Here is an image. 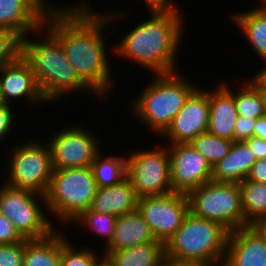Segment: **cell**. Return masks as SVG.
Segmentation results:
<instances>
[{
  "label": "cell",
  "instance_id": "obj_1",
  "mask_svg": "<svg viewBox=\"0 0 266 266\" xmlns=\"http://www.w3.org/2000/svg\"><path fill=\"white\" fill-rule=\"evenodd\" d=\"M79 3L69 8H52L46 15L44 26L59 40L79 79L95 96L103 99L114 85L105 43L107 38L103 33L111 20L115 22V19L127 16L121 11V14L118 11L113 14V10H109L110 14L97 13L91 10L88 2Z\"/></svg>",
  "mask_w": 266,
  "mask_h": 266
},
{
  "label": "cell",
  "instance_id": "obj_2",
  "mask_svg": "<svg viewBox=\"0 0 266 266\" xmlns=\"http://www.w3.org/2000/svg\"><path fill=\"white\" fill-rule=\"evenodd\" d=\"M180 12H148L143 20L112 48L117 57L131 60L153 75L176 71V58L185 30ZM184 27V28H183Z\"/></svg>",
  "mask_w": 266,
  "mask_h": 266
},
{
  "label": "cell",
  "instance_id": "obj_3",
  "mask_svg": "<svg viewBox=\"0 0 266 266\" xmlns=\"http://www.w3.org/2000/svg\"><path fill=\"white\" fill-rule=\"evenodd\" d=\"M35 33L45 37L40 41L31 39L29 35L32 33L23 37L21 57L29 64L48 104L62 100L65 95L73 94V91L92 94L70 65L59 40L44 25Z\"/></svg>",
  "mask_w": 266,
  "mask_h": 266
},
{
  "label": "cell",
  "instance_id": "obj_4",
  "mask_svg": "<svg viewBox=\"0 0 266 266\" xmlns=\"http://www.w3.org/2000/svg\"><path fill=\"white\" fill-rule=\"evenodd\" d=\"M178 72L157 74L152 82L131 102L139 120L155 134L162 135L183 107L189 95L198 87Z\"/></svg>",
  "mask_w": 266,
  "mask_h": 266
},
{
  "label": "cell",
  "instance_id": "obj_5",
  "mask_svg": "<svg viewBox=\"0 0 266 266\" xmlns=\"http://www.w3.org/2000/svg\"><path fill=\"white\" fill-rule=\"evenodd\" d=\"M229 233L221 223L189 212L180 228L164 244V255L222 266Z\"/></svg>",
  "mask_w": 266,
  "mask_h": 266
},
{
  "label": "cell",
  "instance_id": "obj_6",
  "mask_svg": "<svg viewBox=\"0 0 266 266\" xmlns=\"http://www.w3.org/2000/svg\"><path fill=\"white\" fill-rule=\"evenodd\" d=\"M97 189L91 167L54 169L45 195L48 213L70 225L91 207Z\"/></svg>",
  "mask_w": 266,
  "mask_h": 266
},
{
  "label": "cell",
  "instance_id": "obj_7",
  "mask_svg": "<svg viewBox=\"0 0 266 266\" xmlns=\"http://www.w3.org/2000/svg\"><path fill=\"white\" fill-rule=\"evenodd\" d=\"M187 197L194 216L219 222L230 232L246 227L239 184L209 181Z\"/></svg>",
  "mask_w": 266,
  "mask_h": 266
},
{
  "label": "cell",
  "instance_id": "obj_8",
  "mask_svg": "<svg viewBox=\"0 0 266 266\" xmlns=\"http://www.w3.org/2000/svg\"><path fill=\"white\" fill-rule=\"evenodd\" d=\"M3 184H0V213L14 224L24 239L45 238L56 230L47 217L50 213L43 212L48 211L45 195L9 186L5 181ZM41 202L44 207L38 204Z\"/></svg>",
  "mask_w": 266,
  "mask_h": 266
},
{
  "label": "cell",
  "instance_id": "obj_9",
  "mask_svg": "<svg viewBox=\"0 0 266 266\" xmlns=\"http://www.w3.org/2000/svg\"><path fill=\"white\" fill-rule=\"evenodd\" d=\"M10 150L5 184L46 195L54 171L48 142L25 141Z\"/></svg>",
  "mask_w": 266,
  "mask_h": 266
},
{
  "label": "cell",
  "instance_id": "obj_10",
  "mask_svg": "<svg viewBox=\"0 0 266 266\" xmlns=\"http://www.w3.org/2000/svg\"><path fill=\"white\" fill-rule=\"evenodd\" d=\"M128 157L127 178L139 198L161 196L172 192L170 159L167 146L135 150Z\"/></svg>",
  "mask_w": 266,
  "mask_h": 266
},
{
  "label": "cell",
  "instance_id": "obj_11",
  "mask_svg": "<svg viewBox=\"0 0 266 266\" xmlns=\"http://www.w3.org/2000/svg\"><path fill=\"white\" fill-rule=\"evenodd\" d=\"M83 125L63 127L48 142L54 169L90 167L102 152L101 140ZM87 129V130H86Z\"/></svg>",
  "mask_w": 266,
  "mask_h": 266
},
{
  "label": "cell",
  "instance_id": "obj_12",
  "mask_svg": "<svg viewBox=\"0 0 266 266\" xmlns=\"http://www.w3.org/2000/svg\"><path fill=\"white\" fill-rule=\"evenodd\" d=\"M137 210L156 240L165 244L189 213V201L187 194L171 192L161 196L139 198Z\"/></svg>",
  "mask_w": 266,
  "mask_h": 266
},
{
  "label": "cell",
  "instance_id": "obj_13",
  "mask_svg": "<svg viewBox=\"0 0 266 266\" xmlns=\"http://www.w3.org/2000/svg\"><path fill=\"white\" fill-rule=\"evenodd\" d=\"M168 145L172 192L188 194L212 181V166L190 143Z\"/></svg>",
  "mask_w": 266,
  "mask_h": 266
},
{
  "label": "cell",
  "instance_id": "obj_14",
  "mask_svg": "<svg viewBox=\"0 0 266 266\" xmlns=\"http://www.w3.org/2000/svg\"><path fill=\"white\" fill-rule=\"evenodd\" d=\"M209 117V90L197 87L161 136H165L170 144L190 143L201 133L207 132Z\"/></svg>",
  "mask_w": 266,
  "mask_h": 266
},
{
  "label": "cell",
  "instance_id": "obj_15",
  "mask_svg": "<svg viewBox=\"0 0 266 266\" xmlns=\"http://www.w3.org/2000/svg\"><path fill=\"white\" fill-rule=\"evenodd\" d=\"M46 3V4H45ZM44 0H0V28L8 29L21 39L44 25L53 3Z\"/></svg>",
  "mask_w": 266,
  "mask_h": 266
},
{
  "label": "cell",
  "instance_id": "obj_16",
  "mask_svg": "<svg viewBox=\"0 0 266 266\" xmlns=\"http://www.w3.org/2000/svg\"><path fill=\"white\" fill-rule=\"evenodd\" d=\"M0 90L7 104L18 98L20 101L25 98L24 101L29 102L27 106L47 104L29 64L21 55L0 69Z\"/></svg>",
  "mask_w": 266,
  "mask_h": 266
},
{
  "label": "cell",
  "instance_id": "obj_17",
  "mask_svg": "<svg viewBox=\"0 0 266 266\" xmlns=\"http://www.w3.org/2000/svg\"><path fill=\"white\" fill-rule=\"evenodd\" d=\"M222 266H266V243L249 226L231 231Z\"/></svg>",
  "mask_w": 266,
  "mask_h": 266
},
{
  "label": "cell",
  "instance_id": "obj_18",
  "mask_svg": "<svg viewBox=\"0 0 266 266\" xmlns=\"http://www.w3.org/2000/svg\"><path fill=\"white\" fill-rule=\"evenodd\" d=\"M209 91L210 117L207 132L233 141L235 122L238 118L233 94L221 83Z\"/></svg>",
  "mask_w": 266,
  "mask_h": 266
},
{
  "label": "cell",
  "instance_id": "obj_19",
  "mask_svg": "<svg viewBox=\"0 0 266 266\" xmlns=\"http://www.w3.org/2000/svg\"><path fill=\"white\" fill-rule=\"evenodd\" d=\"M139 197L128 178L109 187L98 188L90 209L121 216L137 210Z\"/></svg>",
  "mask_w": 266,
  "mask_h": 266
},
{
  "label": "cell",
  "instance_id": "obj_20",
  "mask_svg": "<svg viewBox=\"0 0 266 266\" xmlns=\"http://www.w3.org/2000/svg\"><path fill=\"white\" fill-rule=\"evenodd\" d=\"M155 241L156 238L150 227L136 210L117 217L114 236L103 253L108 256L112 251Z\"/></svg>",
  "mask_w": 266,
  "mask_h": 266
},
{
  "label": "cell",
  "instance_id": "obj_21",
  "mask_svg": "<svg viewBox=\"0 0 266 266\" xmlns=\"http://www.w3.org/2000/svg\"><path fill=\"white\" fill-rule=\"evenodd\" d=\"M256 161V155L244 141L233 142L229 153L212 167V181L240 184Z\"/></svg>",
  "mask_w": 266,
  "mask_h": 266
},
{
  "label": "cell",
  "instance_id": "obj_22",
  "mask_svg": "<svg viewBox=\"0 0 266 266\" xmlns=\"http://www.w3.org/2000/svg\"><path fill=\"white\" fill-rule=\"evenodd\" d=\"M233 23L237 24L250 46L255 50L261 60L266 61V4L249 11L233 14Z\"/></svg>",
  "mask_w": 266,
  "mask_h": 266
},
{
  "label": "cell",
  "instance_id": "obj_23",
  "mask_svg": "<svg viewBox=\"0 0 266 266\" xmlns=\"http://www.w3.org/2000/svg\"><path fill=\"white\" fill-rule=\"evenodd\" d=\"M61 231L41 239H25L23 266H60Z\"/></svg>",
  "mask_w": 266,
  "mask_h": 266
},
{
  "label": "cell",
  "instance_id": "obj_24",
  "mask_svg": "<svg viewBox=\"0 0 266 266\" xmlns=\"http://www.w3.org/2000/svg\"><path fill=\"white\" fill-rule=\"evenodd\" d=\"M164 254V243L156 240L112 251L108 256L116 266H159Z\"/></svg>",
  "mask_w": 266,
  "mask_h": 266
},
{
  "label": "cell",
  "instance_id": "obj_25",
  "mask_svg": "<svg viewBox=\"0 0 266 266\" xmlns=\"http://www.w3.org/2000/svg\"><path fill=\"white\" fill-rule=\"evenodd\" d=\"M241 83L239 89L234 92L228 87L227 82H223L224 86L233 94L237 115L248 118L257 119L266 114L265 98L261 87L252 79Z\"/></svg>",
  "mask_w": 266,
  "mask_h": 266
},
{
  "label": "cell",
  "instance_id": "obj_26",
  "mask_svg": "<svg viewBox=\"0 0 266 266\" xmlns=\"http://www.w3.org/2000/svg\"><path fill=\"white\" fill-rule=\"evenodd\" d=\"M90 167L98 188L117 185L127 178L126 156H105L102 151Z\"/></svg>",
  "mask_w": 266,
  "mask_h": 266
},
{
  "label": "cell",
  "instance_id": "obj_27",
  "mask_svg": "<svg viewBox=\"0 0 266 266\" xmlns=\"http://www.w3.org/2000/svg\"><path fill=\"white\" fill-rule=\"evenodd\" d=\"M239 187L247 227L255 219L266 216V183L245 179Z\"/></svg>",
  "mask_w": 266,
  "mask_h": 266
},
{
  "label": "cell",
  "instance_id": "obj_28",
  "mask_svg": "<svg viewBox=\"0 0 266 266\" xmlns=\"http://www.w3.org/2000/svg\"><path fill=\"white\" fill-rule=\"evenodd\" d=\"M234 141L214 136L208 132L201 133L190 144L202 154L213 167L230 151Z\"/></svg>",
  "mask_w": 266,
  "mask_h": 266
},
{
  "label": "cell",
  "instance_id": "obj_29",
  "mask_svg": "<svg viewBox=\"0 0 266 266\" xmlns=\"http://www.w3.org/2000/svg\"><path fill=\"white\" fill-rule=\"evenodd\" d=\"M117 220V216L100 213L92 211L90 208L86 211H83L74 221H72V225L75 223H79V225L86 226L89 228L94 235H97L101 238H106L105 245L108 246L112 241L115 230V223ZM103 236V237H102Z\"/></svg>",
  "mask_w": 266,
  "mask_h": 266
},
{
  "label": "cell",
  "instance_id": "obj_30",
  "mask_svg": "<svg viewBox=\"0 0 266 266\" xmlns=\"http://www.w3.org/2000/svg\"><path fill=\"white\" fill-rule=\"evenodd\" d=\"M64 233L65 231L61 232L60 266H94L101 254L99 255L95 250L93 251V248L79 247L78 250L67 240Z\"/></svg>",
  "mask_w": 266,
  "mask_h": 266
},
{
  "label": "cell",
  "instance_id": "obj_31",
  "mask_svg": "<svg viewBox=\"0 0 266 266\" xmlns=\"http://www.w3.org/2000/svg\"><path fill=\"white\" fill-rule=\"evenodd\" d=\"M21 55V38L14 32L0 28V69L13 63Z\"/></svg>",
  "mask_w": 266,
  "mask_h": 266
},
{
  "label": "cell",
  "instance_id": "obj_32",
  "mask_svg": "<svg viewBox=\"0 0 266 266\" xmlns=\"http://www.w3.org/2000/svg\"><path fill=\"white\" fill-rule=\"evenodd\" d=\"M25 240L13 244H0V266H23Z\"/></svg>",
  "mask_w": 266,
  "mask_h": 266
},
{
  "label": "cell",
  "instance_id": "obj_33",
  "mask_svg": "<svg viewBox=\"0 0 266 266\" xmlns=\"http://www.w3.org/2000/svg\"><path fill=\"white\" fill-rule=\"evenodd\" d=\"M256 119L238 115L235 122L233 141L243 142L253 136Z\"/></svg>",
  "mask_w": 266,
  "mask_h": 266
},
{
  "label": "cell",
  "instance_id": "obj_34",
  "mask_svg": "<svg viewBox=\"0 0 266 266\" xmlns=\"http://www.w3.org/2000/svg\"><path fill=\"white\" fill-rule=\"evenodd\" d=\"M24 240L14 224L0 213V244H13Z\"/></svg>",
  "mask_w": 266,
  "mask_h": 266
},
{
  "label": "cell",
  "instance_id": "obj_35",
  "mask_svg": "<svg viewBox=\"0 0 266 266\" xmlns=\"http://www.w3.org/2000/svg\"><path fill=\"white\" fill-rule=\"evenodd\" d=\"M11 106V104L7 103L0 106V141L6 139L5 137L11 134L12 127L15 125L14 118L16 117L14 115V110L11 109L13 107Z\"/></svg>",
  "mask_w": 266,
  "mask_h": 266
},
{
  "label": "cell",
  "instance_id": "obj_36",
  "mask_svg": "<svg viewBox=\"0 0 266 266\" xmlns=\"http://www.w3.org/2000/svg\"><path fill=\"white\" fill-rule=\"evenodd\" d=\"M151 12H177V5L171 0H142Z\"/></svg>",
  "mask_w": 266,
  "mask_h": 266
},
{
  "label": "cell",
  "instance_id": "obj_37",
  "mask_svg": "<svg viewBox=\"0 0 266 266\" xmlns=\"http://www.w3.org/2000/svg\"><path fill=\"white\" fill-rule=\"evenodd\" d=\"M162 266H218L216 264L206 263L199 260L178 259L173 256L164 255Z\"/></svg>",
  "mask_w": 266,
  "mask_h": 266
},
{
  "label": "cell",
  "instance_id": "obj_38",
  "mask_svg": "<svg viewBox=\"0 0 266 266\" xmlns=\"http://www.w3.org/2000/svg\"><path fill=\"white\" fill-rule=\"evenodd\" d=\"M250 181L266 183V159L257 160L247 177Z\"/></svg>",
  "mask_w": 266,
  "mask_h": 266
},
{
  "label": "cell",
  "instance_id": "obj_39",
  "mask_svg": "<svg viewBox=\"0 0 266 266\" xmlns=\"http://www.w3.org/2000/svg\"><path fill=\"white\" fill-rule=\"evenodd\" d=\"M244 142L256 155L257 160L266 159V140L252 136Z\"/></svg>",
  "mask_w": 266,
  "mask_h": 266
},
{
  "label": "cell",
  "instance_id": "obj_40",
  "mask_svg": "<svg viewBox=\"0 0 266 266\" xmlns=\"http://www.w3.org/2000/svg\"><path fill=\"white\" fill-rule=\"evenodd\" d=\"M249 227L266 243V216L255 219Z\"/></svg>",
  "mask_w": 266,
  "mask_h": 266
},
{
  "label": "cell",
  "instance_id": "obj_41",
  "mask_svg": "<svg viewBox=\"0 0 266 266\" xmlns=\"http://www.w3.org/2000/svg\"><path fill=\"white\" fill-rule=\"evenodd\" d=\"M253 136L266 140V114L256 119Z\"/></svg>",
  "mask_w": 266,
  "mask_h": 266
},
{
  "label": "cell",
  "instance_id": "obj_42",
  "mask_svg": "<svg viewBox=\"0 0 266 266\" xmlns=\"http://www.w3.org/2000/svg\"><path fill=\"white\" fill-rule=\"evenodd\" d=\"M94 266H116V264L112 261V259L109 256L104 255L102 253V255L100 256V260L98 258Z\"/></svg>",
  "mask_w": 266,
  "mask_h": 266
},
{
  "label": "cell",
  "instance_id": "obj_43",
  "mask_svg": "<svg viewBox=\"0 0 266 266\" xmlns=\"http://www.w3.org/2000/svg\"><path fill=\"white\" fill-rule=\"evenodd\" d=\"M252 79L261 87L265 98V106H266V83L257 74H255L254 77H252Z\"/></svg>",
  "mask_w": 266,
  "mask_h": 266
},
{
  "label": "cell",
  "instance_id": "obj_44",
  "mask_svg": "<svg viewBox=\"0 0 266 266\" xmlns=\"http://www.w3.org/2000/svg\"><path fill=\"white\" fill-rule=\"evenodd\" d=\"M266 63V61L264 62ZM265 67L261 68L259 73H256L266 83V64Z\"/></svg>",
  "mask_w": 266,
  "mask_h": 266
},
{
  "label": "cell",
  "instance_id": "obj_45",
  "mask_svg": "<svg viewBox=\"0 0 266 266\" xmlns=\"http://www.w3.org/2000/svg\"><path fill=\"white\" fill-rule=\"evenodd\" d=\"M5 104H6V102H5L4 98H3V95H2L1 90H0V106H3Z\"/></svg>",
  "mask_w": 266,
  "mask_h": 266
},
{
  "label": "cell",
  "instance_id": "obj_46",
  "mask_svg": "<svg viewBox=\"0 0 266 266\" xmlns=\"http://www.w3.org/2000/svg\"><path fill=\"white\" fill-rule=\"evenodd\" d=\"M258 1H260V3L266 4V0H258Z\"/></svg>",
  "mask_w": 266,
  "mask_h": 266
}]
</instances>
